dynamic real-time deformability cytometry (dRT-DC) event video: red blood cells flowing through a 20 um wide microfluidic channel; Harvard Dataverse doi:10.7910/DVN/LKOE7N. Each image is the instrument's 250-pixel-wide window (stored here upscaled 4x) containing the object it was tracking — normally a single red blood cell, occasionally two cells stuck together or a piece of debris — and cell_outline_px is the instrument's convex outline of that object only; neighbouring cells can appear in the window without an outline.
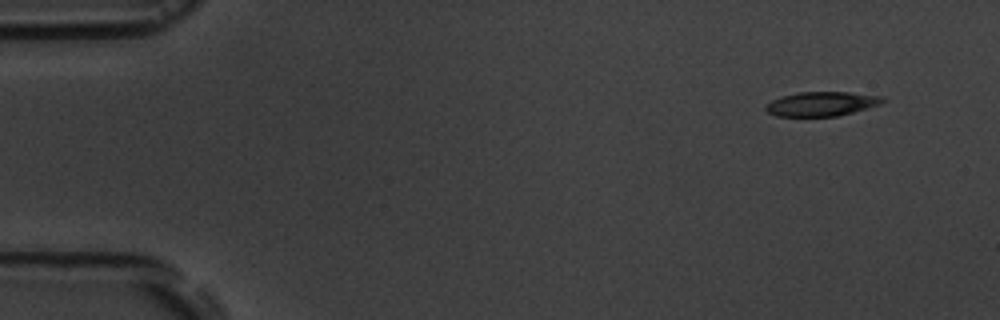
{"species": "common noctule bat (a hibernating species)", "species_latin": "Nyctalus noctula", "temperature_condition": "room temperature", "stored_images_in_passage": 5, "camera_frame_rate_fps": 3000, "um_per_image_px": 0.085, "animal": {"sex": "male", "body_mass_g": 19.5, "forearm_length_mm": 54.6}, "frame": {"image": 1, "passage_image": 1, "time_ms": 0.0, "image_size_px": [1000, 320], "cell_outline_px": [[888, 100], [880, 104], [852, 112], [836, 116], [776, 116], [768, 112], [764, 108], [772, 100], [796, 92], [848, 92], [884, 96]], "centroid_in_image_um": [69.87, 8.82], "position_along_channel_um": 15.1, "area_um2": 16.47}}
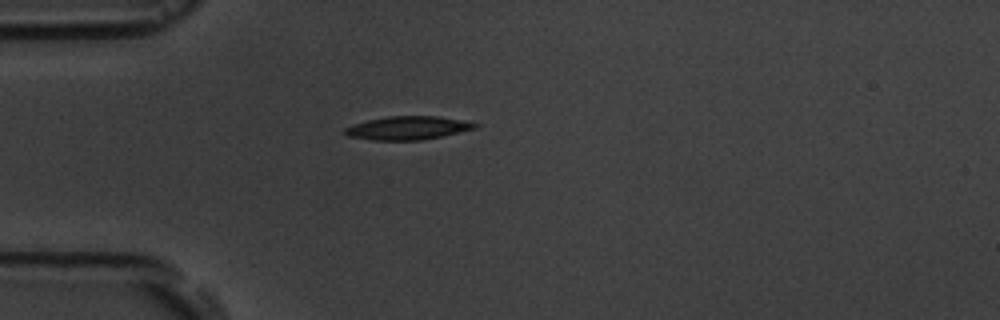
{"frame": {"image": 2, "passage_image": 4, "time_ms": 3.667, "image_size_px": [1000, 320], "cell_outline_px": [[480, 124], [476, 128], [444, 136], [420, 140], [372, 140], [348, 136], [344, 132], [344, 128], [352, 124], [368, 120], [388, 116], [436, 116], [460, 120]], "centroid_in_image_um": [34.64, 10.88], "position_along_channel_um": 50.4, "area_um2": 17.69}}